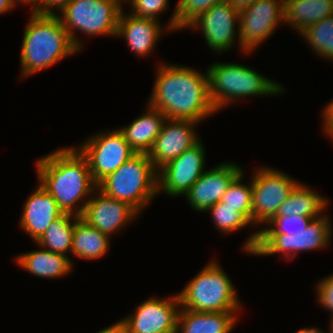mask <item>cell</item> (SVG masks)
I'll use <instances>...</instances> for the list:
<instances>
[{
    "label": "cell",
    "instance_id": "1",
    "mask_svg": "<svg viewBox=\"0 0 333 333\" xmlns=\"http://www.w3.org/2000/svg\"><path fill=\"white\" fill-rule=\"evenodd\" d=\"M149 105L167 119L201 122L218 113L209 96L208 73L193 68L160 63Z\"/></svg>",
    "mask_w": 333,
    "mask_h": 333
},
{
    "label": "cell",
    "instance_id": "2",
    "mask_svg": "<svg viewBox=\"0 0 333 333\" xmlns=\"http://www.w3.org/2000/svg\"><path fill=\"white\" fill-rule=\"evenodd\" d=\"M36 170L40 186L54 197L63 213L81 217L97 184L77 147L61 148L41 157ZM77 203L83 204L76 208Z\"/></svg>",
    "mask_w": 333,
    "mask_h": 333
},
{
    "label": "cell",
    "instance_id": "3",
    "mask_svg": "<svg viewBox=\"0 0 333 333\" xmlns=\"http://www.w3.org/2000/svg\"><path fill=\"white\" fill-rule=\"evenodd\" d=\"M21 48V76L25 78L79 52L59 16L35 12H31Z\"/></svg>",
    "mask_w": 333,
    "mask_h": 333
},
{
    "label": "cell",
    "instance_id": "4",
    "mask_svg": "<svg viewBox=\"0 0 333 333\" xmlns=\"http://www.w3.org/2000/svg\"><path fill=\"white\" fill-rule=\"evenodd\" d=\"M207 73L209 96L217 111L240 98L279 95L285 91L280 83L241 64L215 62L208 67Z\"/></svg>",
    "mask_w": 333,
    "mask_h": 333
},
{
    "label": "cell",
    "instance_id": "5",
    "mask_svg": "<svg viewBox=\"0 0 333 333\" xmlns=\"http://www.w3.org/2000/svg\"><path fill=\"white\" fill-rule=\"evenodd\" d=\"M97 188L109 197L132 206L139 214L158 195V170L146 153H136Z\"/></svg>",
    "mask_w": 333,
    "mask_h": 333
},
{
    "label": "cell",
    "instance_id": "6",
    "mask_svg": "<svg viewBox=\"0 0 333 333\" xmlns=\"http://www.w3.org/2000/svg\"><path fill=\"white\" fill-rule=\"evenodd\" d=\"M231 279L217 261L209 262L178 293L183 309L198 312H237L242 306Z\"/></svg>",
    "mask_w": 333,
    "mask_h": 333
},
{
    "label": "cell",
    "instance_id": "7",
    "mask_svg": "<svg viewBox=\"0 0 333 333\" xmlns=\"http://www.w3.org/2000/svg\"><path fill=\"white\" fill-rule=\"evenodd\" d=\"M123 3L122 0H72L56 15L80 51L83 45L74 29L87 36L115 37Z\"/></svg>",
    "mask_w": 333,
    "mask_h": 333
},
{
    "label": "cell",
    "instance_id": "8",
    "mask_svg": "<svg viewBox=\"0 0 333 333\" xmlns=\"http://www.w3.org/2000/svg\"><path fill=\"white\" fill-rule=\"evenodd\" d=\"M332 227L328 215L314 219L298 234H258V243L252 253L255 256L282 254L293 259L298 252L323 249L330 244Z\"/></svg>",
    "mask_w": 333,
    "mask_h": 333
},
{
    "label": "cell",
    "instance_id": "9",
    "mask_svg": "<svg viewBox=\"0 0 333 333\" xmlns=\"http://www.w3.org/2000/svg\"><path fill=\"white\" fill-rule=\"evenodd\" d=\"M252 176V224H267L301 182L271 167L255 169Z\"/></svg>",
    "mask_w": 333,
    "mask_h": 333
},
{
    "label": "cell",
    "instance_id": "10",
    "mask_svg": "<svg viewBox=\"0 0 333 333\" xmlns=\"http://www.w3.org/2000/svg\"><path fill=\"white\" fill-rule=\"evenodd\" d=\"M77 149L87 159L92 179L96 184L136 154L119 129L98 133Z\"/></svg>",
    "mask_w": 333,
    "mask_h": 333
},
{
    "label": "cell",
    "instance_id": "11",
    "mask_svg": "<svg viewBox=\"0 0 333 333\" xmlns=\"http://www.w3.org/2000/svg\"><path fill=\"white\" fill-rule=\"evenodd\" d=\"M284 22V0H258L239 12L238 47L251 53Z\"/></svg>",
    "mask_w": 333,
    "mask_h": 333
},
{
    "label": "cell",
    "instance_id": "12",
    "mask_svg": "<svg viewBox=\"0 0 333 333\" xmlns=\"http://www.w3.org/2000/svg\"><path fill=\"white\" fill-rule=\"evenodd\" d=\"M205 149L199 140L179 157L158 170V192L170 197L184 196L205 172Z\"/></svg>",
    "mask_w": 333,
    "mask_h": 333
},
{
    "label": "cell",
    "instance_id": "13",
    "mask_svg": "<svg viewBox=\"0 0 333 333\" xmlns=\"http://www.w3.org/2000/svg\"><path fill=\"white\" fill-rule=\"evenodd\" d=\"M237 22L239 12L223 0L199 14L185 29L201 30L209 49L222 54L234 47L236 32L239 31L235 27Z\"/></svg>",
    "mask_w": 333,
    "mask_h": 333
},
{
    "label": "cell",
    "instance_id": "14",
    "mask_svg": "<svg viewBox=\"0 0 333 333\" xmlns=\"http://www.w3.org/2000/svg\"><path fill=\"white\" fill-rule=\"evenodd\" d=\"M180 308L178 294L165 299L151 297L123 320L129 333H176Z\"/></svg>",
    "mask_w": 333,
    "mask_h": 333
},
{
    "label": "cell",
    "instance_id": "15",
    "mask_svg": "<svg viewBox=\"0 0 333 333\" xmlns=\"http://www.w3.org/2000/svg\"><path fill=\"white\" fill-rule=\"evenodd\" d=\"M97 190L90 195L92 197L89 198L81 218L100 232L111 236L140 215L128 203L109 197L98 188Z\"/></svg>",
    "mask_w": 333,
    "mask_h": 333
},
{
    "label": "cell",
    "instance_id": "16",
    "mask_svg": "<svg viewBox=\"0 0 333 333\" xmlns=\"http://www.w3.org/2000/svg\"><path fill=\"white\" fill-rule=\"evenodd\" d=\"M198 123L191 120L174 119H167L164 122L160 134L147 154L157 170L172 159L179 157L200 140L194 128Z\"/></svg>",
    "mask_w": 333,
    "mask_h": 333
},
{
    "label": "cell",
    "instance_id": "17",
    "mask_svg": "<svg viewBox=\"0 0 333 333\" xmlns=\"http://www.w3.org/2000/svg\"><path fill=\"white\" fill-rule=\"evenodd\" d=\"M242 171V167L234 162L221 163L205 171L184 196L192 209L207 212L221 201L228 186Z\"/></svg>",
    "mask_w": 333,
    "mask_h": 333
},
{
    "label": "cell",
    "instance_id": "18",
    "mask_svg": "<svg viewBox=\"0 0 333 333\" xmlns=\"http://www.w3.org/2000/svg\"><path fill=\"white\" fill-rule=\"evenodd\" d=\"M63 214L54 197L38 183L37 188L25 201L20 228L36 242L50 224Z\"/></svg>",
    "mask_w": 333,
    "mask_h": 333
},
{
    "label": "cell",
    "instance_id": "19",
    "mask_svg": "<svg viewBox=\"0 0 333 333\" xmlns=\"http://www.w3.org/2000/svg\"><path fill=\"white\" fill-rule=\"evenodd\" d=\"M122 10L116 37L124 38L136 56L149 55L162 35L160 21L150 18H140L131 13L125 14Z\"/></svg>",
    "mask_w": 333,
    "mask_h": 333
},
{
    "label": "cell",
    "instance_id": "20",
    "mask_svg": "<svg viewBox=\"0 0 333 333\" xmlns=\"http://www.w3.org/2000/svg\"><path fill=\"white\" fill-rule=\"evenodd\" d=\"M146 111L127 127L119 128L126 142L136 153L148 154L160 134L164 122L167 120V117L160 110L153 108L149 104Z\"/></svg>",
    "mask_w": 333,
    "mask_h": 333
},
{
    "label": "cell",
    "instance_id": "21",
    "mask_svg": "<svg viewBox=\"0 0 333 333\" xmlns=\"http://www.w3.org/2000/svg\"><path fill=\"white\" fill-rule=\"evenodd\" d=\"M236 312H198L180 308L176 333H230Z\"/></svg>",
    "mask_w": 333,
    "mask_h": 333
},
{
    "label": "cell",
    "instance_id": "22",
    "mask_svg": "<svg viewBox=\"0 0 333 333\" xmlns=\"http://www.w3.org/2000/svg\"><path fill=\"white\" fill-rule=\"evenodd\" d=\"M15 262L23 270L40 278H62L73 269V261L69 256L56 254L43 248L20 254Z\"/></svg>",
    "mask_w": 333,
    "mask_h": 333
},
{
    "label": "cell",
    "instance_id": "23",
    "mask_svg": "<svg viewBox=\"0 0 333 333\" xmlns=\"http://www.w3.org/2000/svg\"><path fill=\"white\" fill-rule=\"evenodd\" d=\"M333 15V0H286L284 22L301 33L307 27Z\"/></svg>",
    "mask_w": 333,
    "mask_h": 333
},
{
    "label": "cell",
    "instance_id": "24",
    "mask_svg": "<svg viewBox=\"0 0 333 333\" xmlns=\"http://www.w3.org/2000/svg\"><path fill=\"white\" fill-rule=\"evenodd\" d=\"M109 248V235L92 227L81 217L75 218L71 248L74 256L85 260L100 259Z\"/></svg>",
    "mask_w": 333,
    "mask_h": 333
},
{
    "label": "cell",
    "instance_id": "25",
    "mask_svg": "<svg viewBox=\"0 0 333 333\" xmlns=\"http://www.w3.org/2000/svg\"><path fill=\"white\" fill-rule=\"evenodd\" d=\"M328 199L311 190L305 184H298L285 202L279 207L276 215H304L315 219L323 215L328 207Z\"/></svg>",
    "mask_w": 333,
    "mask_h": 333
},
{
    "label": "cell",
    "instance_id": "26",
    "mask_svg": "<svg viewBox=\"0 0 333 333\" xmlns=\"http://www.w3.org/2000/svg\"><path fill=\"white\" fill-rule=\"evenodd\" d=\"M76 217L75 215L64 213L50 224L36 243L45 250L68 256L67 253L71 252L72 248Z\"/></svg>",
    "mask_w": 333,
    "mask_h": 333
},
{
    "label": "cell",
    "instance_id": "27",
    "mask_svg": "<svg viewBox=\"0 0 333 333\" xmlns=\"http://www.w3.org/2000/svg\"><path fill=\"white\" fill-rule=\"evenodd\" d=\"M314 217L304 215L281 216L275 215L266 225L268 227L251 233L252 235L245 241L243 249L246 253H253L258 243V234H298L305 230L314 220Z\"/></svg>",
    "mask_w": 333,
    "mask_h": 333
},
{
    "label": "cell",
    "instance_id": "28",
    "mask_svg": "<svg viewBox=\"0 0 333 333\" xmlns=\"http://www.w3.org/2000/svg\"><path fill=\"white\" fill-rule=\"evenodd\" d=\"M299 35L318 56L333 62V15L307 27Z\"/></svg>",
    "mask_w": 333,
    "mask_h": 333
},
{
    "label": "cell",
    "instance_id": "29",
    "mask_svg": "<svg viewBox=\"0 0 333 333\" xmlns=\"http://www.w3.org/2000/svg\"><path fill=\"white\" fill-rule=\"evenodd\" d=\"M243 171L231 182L226 192L223 194L221 202L225 206L235 208L241 212L252 223V183H243Z\"/></svg>",
    "mask_w": 333,
    "mask_h": 333
},
{
    "label": "cell",
    "instance_id": "30",
    "mask_svg": "<svg viewBox=\"0 0 333 333\" xmlns=\"http://www.w3.org/2000/svg\"><path fill=\"white\" fill-rule=\"evenodd\" d=\"M221 1L223 0H178L170 21L167 23L168 31L185 29L199 14Z\"/></svg>",
    "mask_w": 333,
    "mask_h": 333
},
{
    "label": "cell",
    "instance_id": "31",
    "mask_svg": "<svg viewBox=\"0 0 333 333\" xmlns=\"http://www.w3.org/2000/svg\"><path fill=\"white\" fill-rule=\"evenodd\" d=\"M207 211H210L215 227L225 235L243 229L250 224L252 226V223L241 212L230 206H225L221 201L211 206Z\"/></svg>",
    "mask_w": 333,
    "mask_h": 333
},
{
    "label": "cell",
    "instance_id": "32",
    "mask_svg": "<svg viewBox=\"0 0 333 333\" xmlns=\"http://www.w3.org/2000/svg\"><path fill=\"white\" fill-rule=\"evenodd\" d=\"M131 3V14L140 18H150L159 21V15L168 9L169 0H125Z\"/></svg>",
    "mask_w": 333,
    "mask_h": 333
},
{
    "label": "cell",
    "instance_id": "33",
    "mask_svg": "<svg viewBox=\"0 0 333 333\" xmlns=\"http://www.w3.org/2000/svg\"><path fill=\"white\" fill-rule=\"evenodd\" d=\"M317 303L333 314V274L323 278L317 284Z\"/></svg>",
    "mask_w": 333,
    "mask_h": 333
},
{
    "label": "cell",
    "instance_id": "34",
    "mask_svg": "<svg viewBox=\"0 0 333 333\" xmlns=\"http://www.w3.org/2000/svg\"><path fill=\"white\" fill-rule=\"evenodd\" d=\"M72 0H41L40 6L34 11L38 14H57L55 9L61 11Z\"/></svg>",
    "mask_w": 333,
    "mask_h": 333
},
{
    "label": "cell",
    "instance_id": "35",
    "mask_svg": "<svg viewBox=\"0 0 333 333\" xmlns=\"http://www.w3.org/2000/svg\"><path fill=\"white\" fill-rule=\"evenodd\" d=\"M326 107V108H325ZM323 109L322 118H323V130L325 131L326 135L330 137L333 141V100L329 102Z\"/></svg>",
    "mask_w": 333,
    "mask_h": 333
},
{
    "label": "cell",
    "instance_id": "36",
    "mask_svg": "<svg viewBox=\"0 0 333 333\" xmlns=\"http://www.w3.org/2000/svg\"><path fill=\"white\" fill-rule=\"evenodd\" d=\"M97 333H129V329L126 325V322L121 319L112 326L106 327L105 329H102Z\"/></svg>",
    "mask_w": 333,
    "mask_h": 333
},
{
    "label": "cell",
    "instance_id": "37",
    "mask_svg": "<svg viewBox=\"0 0 333 333\" xmlns=\"http://www.w3.org/2000/svg\"><path fill=\"white\" fill-rule=\"evenodd\" d=\"M231 6L238 12L249 8L253 3L258 0H227Z\"/></svg>",
    "mask_w": 333,
    "mask_h": 333
},
{
    "label": "cell",
    "instance_id": "38",
    "mask_svg": "<svg viewBox=\"0 0 333 333\" xmlns=\"http://www.w3.org/2000/svg\"><path fill=\"white\" fill-rule=\"evenodd\" d=\"M15 6L13 0H0V14L10 11Z\"/></svg>",
    "mask_w": 333,
    "mask_h": 333
},
{
    "label": "cell",
    "instance_id": "39",
    "mask_svg": "<svg viewBox=\"0 0 333 333\" xmlns=\"http://www.w3.org/2000/svg\"><path fill=\"white\" fill-rule=\"evenodd\" d=\"M14 4L16 5V3L18 4H30L32 11L34 12L39 6H40V2L41 0H13Z\"/></svg>",
    "mask_w": 333,
    "mask_h": 333
},
{
    "label": "cell",
    "instance_id": "40",
    "mask_svg": "<svg viewBox=\"0 0 333 333\" xmlns=\"http://www.w3.org/2000/svg\"><path fill=\"white\" fill-rule=\"evenodd\" d=\"M296 333H325L322 330H320L319 328H301L299 329Z\"/></svg>",
    "mask_w": 333,
    "mask_h": 333
},
{
    "label": "cell",
    "instance_id": "41",
    "mask_svg": "<svg viewBox=\"0 0 333 333\" xmlns=\"http://www.w3.org/2000/svg\"><path fill=\"white\" fill-rule=\"evenodd\" d=\"M331 321H330V329H329V333H333V314L331 315V319H330Z\"/></svg>",
    "mask_w": 333,
    "mask_h": 333
}]
</instances>
